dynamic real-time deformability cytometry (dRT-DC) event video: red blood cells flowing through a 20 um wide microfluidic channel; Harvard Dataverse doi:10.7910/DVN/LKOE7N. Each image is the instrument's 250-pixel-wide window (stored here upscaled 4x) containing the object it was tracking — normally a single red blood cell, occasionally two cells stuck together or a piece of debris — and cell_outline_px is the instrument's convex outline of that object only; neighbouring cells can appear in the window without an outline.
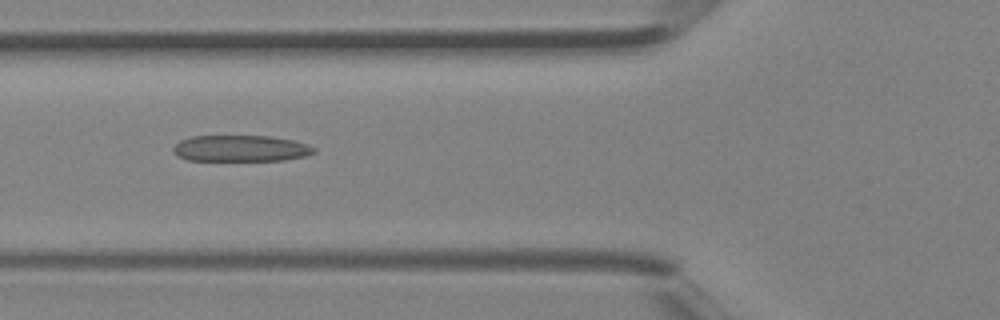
{"species": "Egyptian fruit bat (a non-hibernating species)", "species_latin": "Rousettus aegyptiacus", "temperature_condition": "room temperature", "stored_images_in_passage": 40, "camera_frame_rate_fps": 3000, "um_per_image_px": 0.085, "animal": {"sex": "female"}, "frame": {"image": 1, "passage_image": 15, "time_ms": 4.667, "image_size_px": [1000, 320], "cell_outline_px": [[316, 152], [304, 156], [284, 160], [188, 160], [176, 156], [172, 148], [180, 140], [192, 136], [268, 136], [292, 140], [308, 144], [316, 148]], "centroid_in_image_um": [20.45, 12.61], "position_along_channel_um": 105.4, "area_um2": 21.5}}
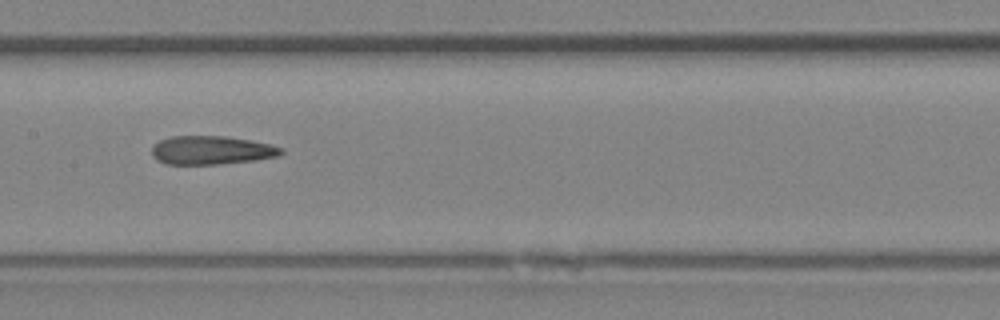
{"frame": {"image": 2, "passage_image": 20, "time_ms": 6.333, "image_size_px": [1000, 320], "cell_outline_px": [[284, 152], [276, 156], [256, 160], [216, 164], [164, 164], [156, 160], [152, 156], [152, 148], [160, 140], [172, 136], [224, 136], [248, 140], [268, 144], [284, 148]], "centroid_in_image_um": [17.94, 12.77], "position_along_channel_um": 189.5, "area_um2": 21.39}}
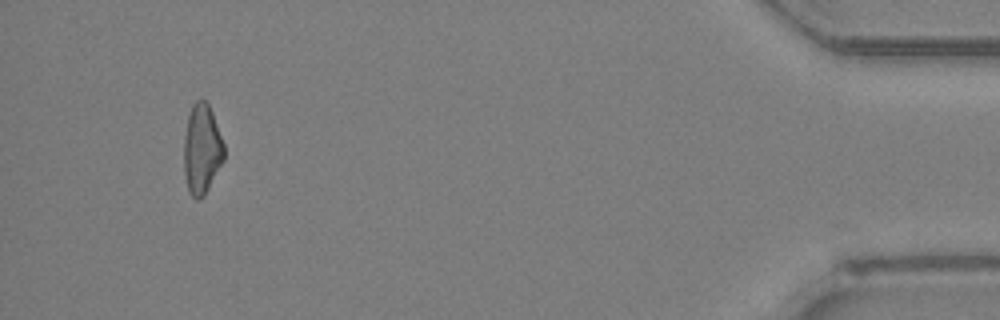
{"frame": {"image": 3, "passage_image": 38, "time_ms": 12.333, "image_size_px": [1000, 320], "cell_outline_px": [[224, 160], [204, 196], [200, 200], [196, 200], [188, 192], [184, 176], [184, 136], [188, 116], [192, 104], [196, 100], [204, 100], [208, 104], [212, 112], [224, 144]], "centroid_in_image_um": [17.14, 12.71], "position_along_channel_um": 418.1, "area_um2": 21.15}}